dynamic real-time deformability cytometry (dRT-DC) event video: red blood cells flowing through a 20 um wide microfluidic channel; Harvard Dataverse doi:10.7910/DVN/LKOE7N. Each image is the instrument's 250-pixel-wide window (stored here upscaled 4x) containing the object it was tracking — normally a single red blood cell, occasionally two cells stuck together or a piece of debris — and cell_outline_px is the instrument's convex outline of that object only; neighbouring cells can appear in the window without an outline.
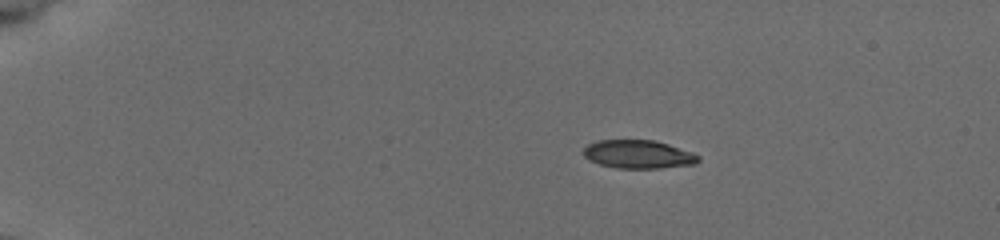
{"species": "common noctule bat (a hibernating species)", "species_latin": "Nyctalus noctula", "temperature_condition": "cold", "stored_images_in_passage": 46, "camera_frame_rate_fps": 3000, "um_per_image_px": 0.085, "animal": {"sex": "female", "body_mass_g": 19.5, "forearm_length_mm": 54.1}, "frame": {"image": 1, "passage_image": 1, "time_ms": 0.0, "image_size_px": [1000, 240], "cell_outline_px": [[700, 160], [696, 164], [660, 168], [616, 168], [600, 164], [588, 160], [584, 156], [584, 148], [588, 144], [596, 140], [656, 140], [692, 152], [700, 156]], "centroid_in_image_um": [54.26, 13.11], "position_along_channel_um": 30.7, "area_um2": 19.07}}
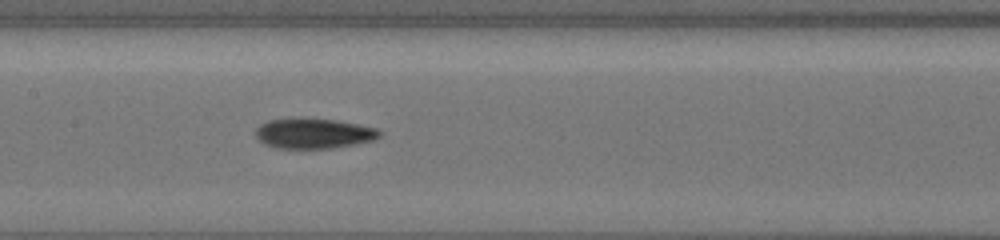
{"frame": {"image": 2, "passage_image": 20, "time_ms": 6.333, "image_size_px": [1000, 240], "cell_outline_px": [[384, 132], [376, 140], [356, 144], [332, 148], [276, 148], [264, 144], [256, 140], [256, 128], [260, 124], [268, 120], [336, 120], [376, 128]], "centroid_in_image_um": [26.69, 11.38], "position_along_channel_um": 180.7, "area_um2": 21.44}}
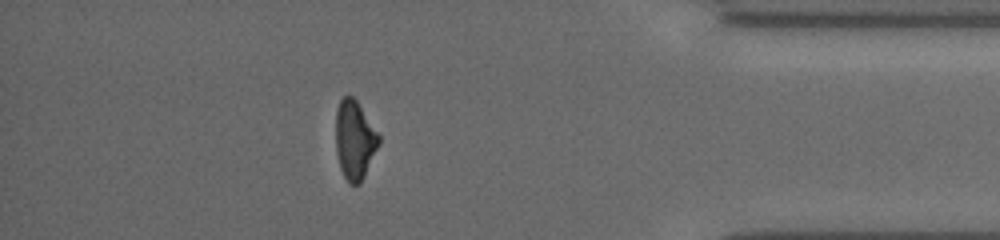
{"frame": {"image": 3, "passage_image": 40, "time_ms": 13.0, "image_size_px": [1000, 240], "cell_outline_px": [[380, 144], [360, 184], [348, 184], [340, 168], [336, 152], [336, 112], [340, 100], [348, 92], [356, 100], [380, 136]], "centroid_in_image_um": [30.14, 11.9], "position_along_channel_um": 405.1, "area_um2": 19.83}, "authors_computed_cell_mechanics": {"area_um2": 20.8947, "velocity_mm_per_s": 3.7919, "shape_relaxation_time_tau1_ms": 7.12, "shape_relaxation_time_tau2_ms": 3.1, "deformation_change_tau1": 0.1932, "deformation_change_tau2": 0.0922}}